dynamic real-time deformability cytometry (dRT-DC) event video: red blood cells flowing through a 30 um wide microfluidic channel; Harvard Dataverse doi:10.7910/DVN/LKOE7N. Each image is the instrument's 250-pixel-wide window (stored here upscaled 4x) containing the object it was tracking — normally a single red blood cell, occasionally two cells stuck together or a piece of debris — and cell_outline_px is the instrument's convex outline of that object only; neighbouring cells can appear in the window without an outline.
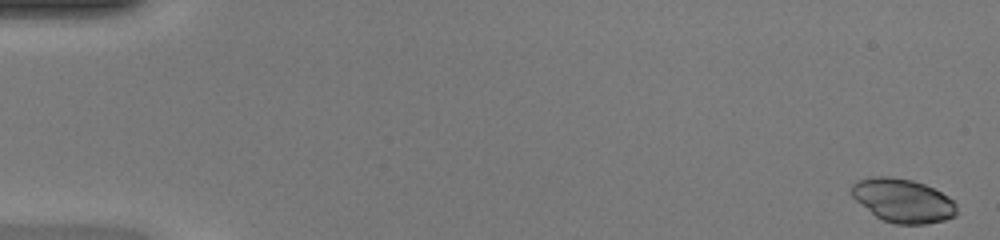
{"species": "common noctule bat (a hibernating species)", "species_latin": "Nyctalus noctula", "temperature_condition": "warm", "stored_images_in_passage": 50, "camera_frame_rate_fps": 3000, "um_per_image_px": 0.085, "animal": {"sex": "female", "body_mass_g": 20.0, "forearm_length_mm": 54.0}, "frame": {"image": 1, "passage_image": 1, "time_ms": 0.0, "image_size_px": [1000, 240], "cell_outline_px": [[956, 216], [944, 220], [924, 224], [896, 224], [884, 220], [876, 216], [856, 200], [852, 196], [852, 184], [856, 180], [872, 176], [888, 176], [912, 180], [924, 184], [948, 196], [956, 204]], "centroid_in_image_um": [76.74, 17.04], "position_along_channel_um": 8.3, "area_um2": 26.59}}
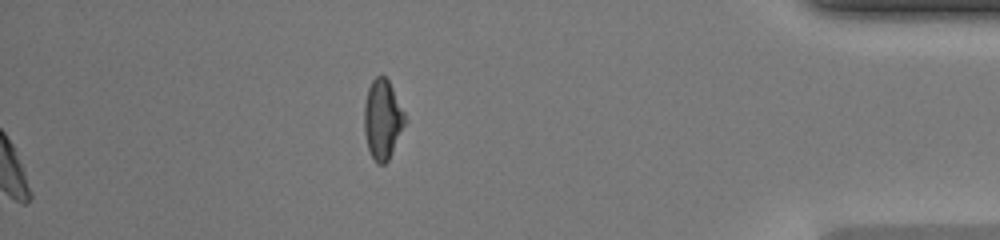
{"frame": {"image": 2, "passage_image": 50, "time_ms": 16.333, "image_size_px": [1000, 240], "cell_outline_px": [[408, 120], [388, 160], [384, 164], [376, 164], [368, 148], [364, 132], [364, 104], [368, 88], [372, 80], [376, 76], [384, 76], [388, 80]], "centroid_in_image_um": [32.52, 10.16], "position_along_channel_um": 402.7, "area_um2": 18.9}}